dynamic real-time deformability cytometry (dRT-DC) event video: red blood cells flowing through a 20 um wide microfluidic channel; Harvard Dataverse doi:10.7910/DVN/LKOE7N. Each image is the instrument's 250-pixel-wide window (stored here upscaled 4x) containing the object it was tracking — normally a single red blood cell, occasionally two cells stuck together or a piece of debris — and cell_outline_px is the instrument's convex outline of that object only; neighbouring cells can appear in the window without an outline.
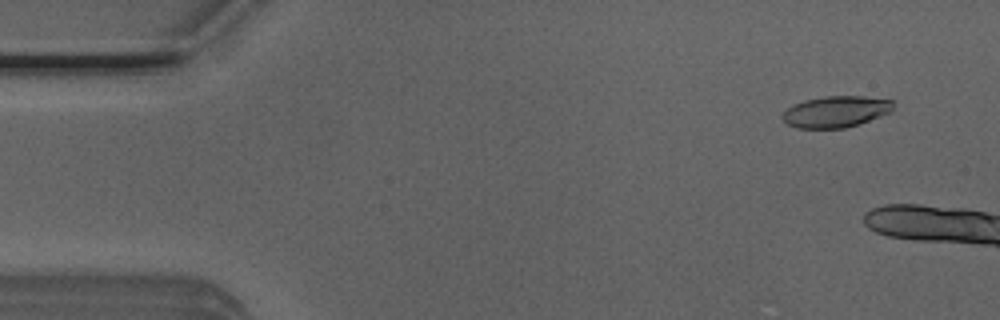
{"species": "Egyptian fruit bat (a non-hibernating species)", "species_latin": "Rousettus aegyptiacus", "temperature_condition": "room temperature", "stored_images_in_passage": 6, "camera_frame_rate_fps": 3000, "um_per_image_px": 0.085, "animal": {"sex": "male"}, "frame": {"image": 1, "passage_image": 4, "time_ms": 1.0, "image_size_px": [1000, 320], "cell_outline_px": [[892, 112], [860, 124], [844, 128], [796, 128], [788, 124], [780, 116], [792, 104], [804, 100], [824, 96], [864, 96], [892, 100]], "centroid_in_image_um": [71.04, 9.49], "position_along_channel_um": 14.0, "area_um2": 20.35}}